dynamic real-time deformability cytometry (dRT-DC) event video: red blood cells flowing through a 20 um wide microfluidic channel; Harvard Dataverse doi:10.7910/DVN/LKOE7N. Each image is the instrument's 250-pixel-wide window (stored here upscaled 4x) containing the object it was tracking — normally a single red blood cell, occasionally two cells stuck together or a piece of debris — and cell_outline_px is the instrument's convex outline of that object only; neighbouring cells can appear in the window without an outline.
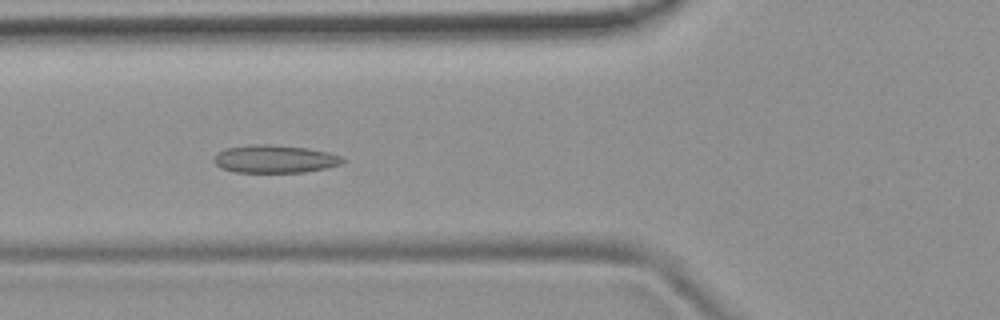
{"species": "common noctule bat (a hibernating species)", "species_latin": "Nyctalus noctula", "temperature_condition": "room temperature", "stored_images_in_passage": 52, "camera_frame_rate_fps": 3000, "um_per_image_px": 0.085, "animal": {"sex": "female", "body_mass_g": 19.9}, "frame": {"image": 1, "passage_image": 19, "time_ms": 6.0, "image_size_px": [1000, 320], "cell_outline_px": [[348, 160], [340, 164], [328, 168], [304, 172], [236, 172], [220, 168], [212, 160], [212, 156], [216, 152], [224, 148], [248, 144], [272, 144], [308, 148], [328, 152], [340, 156]], "centroid_in_image_um": [23.32, 13.5], "position_along_channel_um": 102.5, "area_um2": 21.33}}
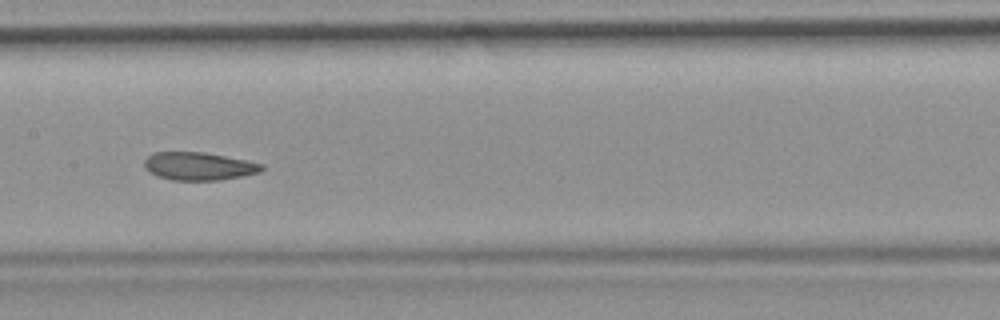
{"frame": {"image": 2, "passage_image": 26, "time_ms": 8.333, "image_size_px": [1000, 320], "cell_outline_px": [[264, 168], [260, 172], [220, 180], [172, 180], [156, 176], [144, 164], [144, 160], [152, 152], [204, 152], [248, 160], [264, 164]], "centroid_in_image_um": [16.92, 14.12], "position_along_channel_um": 190.5, "area_um2": 19.07}}
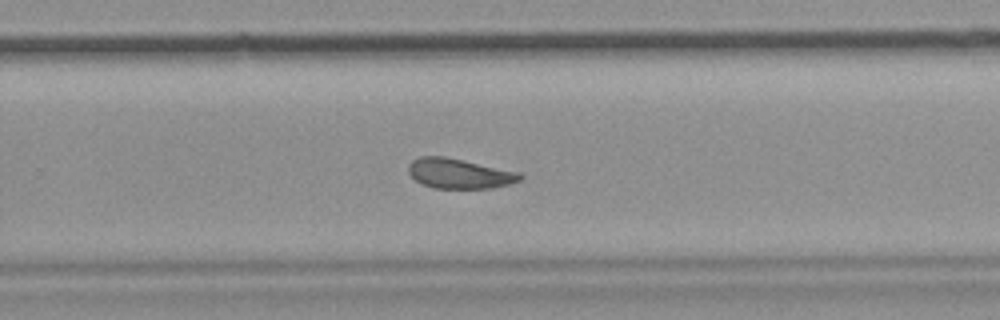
{"frame": {"image": 3, "passage_image": 34, "time_ms": 11.0, "image_size_px": [1000, 320], "cell_outline_px": [[524, 176], [520, 180], [512, 184], [492, 188], [432, 188], [416, 180], [408, 172], [408, 164], [412, 160], [420, 156], [444, 156], [464, 160], [520, 172]], "centroid_in_image_um": [39.07, 14.75], "position_along_channel_um": 290.7, "area_um2": 19.59}, "authors_computed_cell_mechanics": {"area_um2": 20.6346, "velocity_mm_per_s": 3.7843, "shape_relaxation_time_tau1_ms": null, "shape_relaxation_time_tau2_ms": 2.3889, "deformation_change_tau1": null, "deformation_change_tau2": 0.0863}}